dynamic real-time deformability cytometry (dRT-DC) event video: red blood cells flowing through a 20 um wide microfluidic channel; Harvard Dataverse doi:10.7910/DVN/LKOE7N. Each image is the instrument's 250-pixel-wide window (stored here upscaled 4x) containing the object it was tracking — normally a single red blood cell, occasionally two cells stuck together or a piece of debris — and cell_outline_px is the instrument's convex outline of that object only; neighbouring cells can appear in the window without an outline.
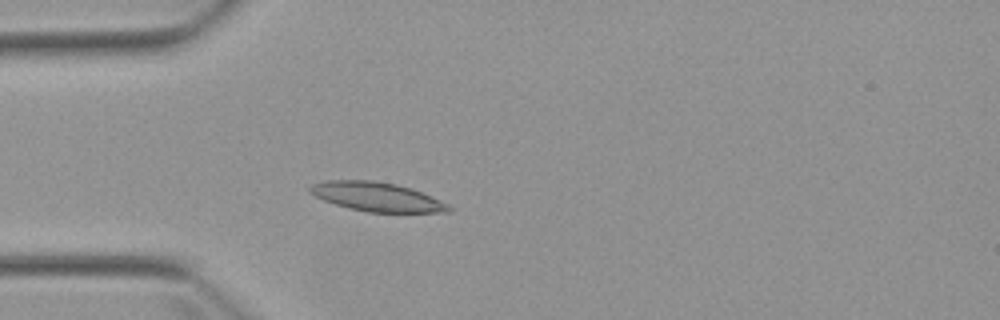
{"species": "Egyptian fruit bat (a non-hibernating species)", "species_latin": "Rousettus aegyptiacus", "temperature_condition": "warm", "stored_images_in_passage": 4, "camera_frame_rate_fps": 3000, "um_per_image_px": 0.085, "animal": {"sex": "female"}, "frame": {"image": 1, "passage_image": 4, "time_ms": 4.667, "image_size_px": [1000, 320], "cell_outline_px": [[452, 212], [368, 212], [348, 208], [324, 200], [308, 192], [308, 188], [312, 184], [328, 180], [372, 180], [396, 184], [412, 188], [440, 200], [448, 204], [452, 208]], "centroid_in_image_um": [32.04, 16.72], "position_along_channel_um": 53.0, "area_um2": 23.47}}